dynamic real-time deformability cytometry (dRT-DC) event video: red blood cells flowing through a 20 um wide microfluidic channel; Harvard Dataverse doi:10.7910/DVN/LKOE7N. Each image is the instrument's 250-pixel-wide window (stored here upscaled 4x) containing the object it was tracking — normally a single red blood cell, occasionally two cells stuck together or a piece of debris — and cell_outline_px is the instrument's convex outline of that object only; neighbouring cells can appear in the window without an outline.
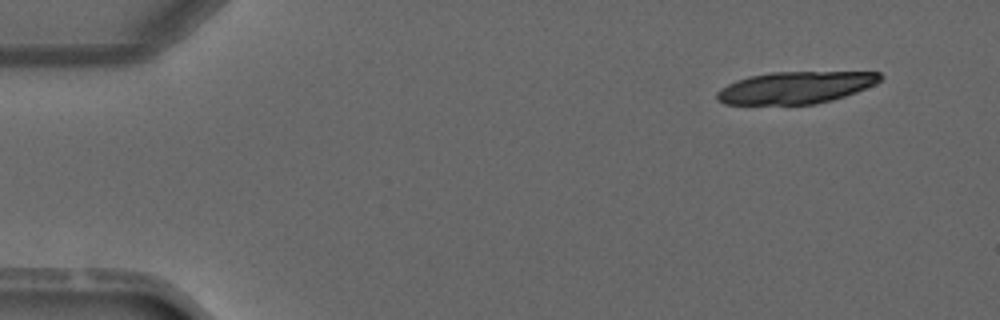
{"species": "common noctule bat (a hibernating species)", "species_latin": "Nyctalus noctula", "temperature_condition": "warm", "stored_images_in_passage": 4, "camera_frame_rate_fps": 3000, "um_per_image_px": 0.085, "animal": {"sex": "male", "forearm_length_mm": 52.5}, "frame": {"image": 1, "passage_image": 1, "time_ms": 0.0, "image_size_px": [1000, 320], "cell_outline_px": [[884, 76], [876, 84], [856, 92], [832, 100], [816, 104], [724, 104], [716, 100], [716, 92], [720, 88], [736, 80], [748, 76], [772, 72], [880, 72]], "centroid_in_image_um": [67.61, 7.44], "position_along_channel_um": 17.4, "area_um2": 30.58}}